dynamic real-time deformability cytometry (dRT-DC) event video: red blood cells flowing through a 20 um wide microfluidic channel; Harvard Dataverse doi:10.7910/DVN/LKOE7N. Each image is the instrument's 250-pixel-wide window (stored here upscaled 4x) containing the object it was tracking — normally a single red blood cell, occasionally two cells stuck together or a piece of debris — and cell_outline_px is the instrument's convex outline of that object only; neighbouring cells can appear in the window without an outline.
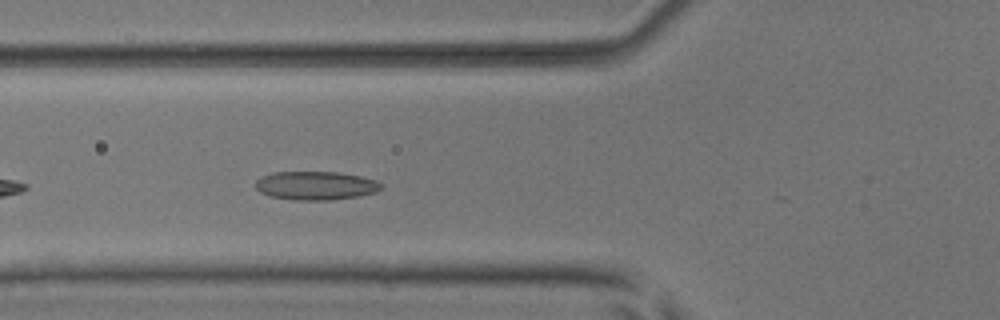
{"species": "common noctule bat (a hibernating species)", "species_latin": "Nyctalus noctula", "temperature_condition": "room temperature", "stored_images_in_passage": 11, "camera_frame_rate_fps": 3000, "um_per_image_px": 0.085, "animal": {"sex": "male", "body_mass_g": 17.9, "forearm_length_mm": 54.2}, "frame": {"image": 1, "passage_image": 5, "time_ms": 1.333, "image_size_px": [1000, 320], "cell_outline_px": [[384, 184], [376, 192], [360, 196], [328, 200], [296, 200], [268, 196], [260, 192], [256, 188], [256, 180], [260, 176], [272, 172], [340, 172], [360, 176], [376, 180]], "centroid_in_image_um": [26.83, 15.77], "position_along_channel_um": 99.0, "area_um2": 21.1}}
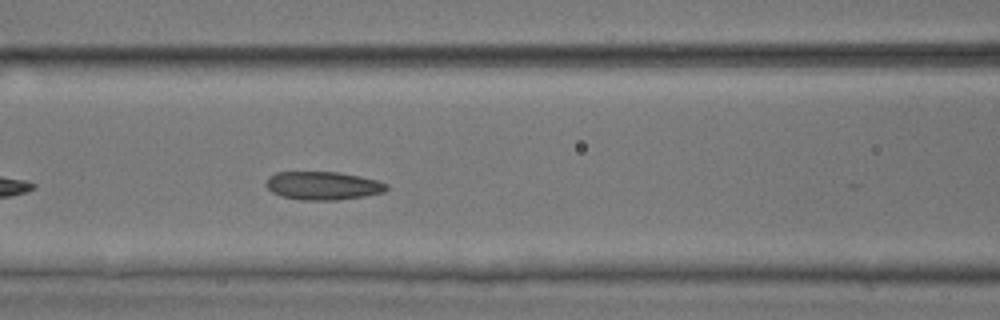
{"frame": {"image": 2, "passage_image": 8, "time_ms": 2.333, "image_size_px": [1000, 320], "cell_outline_px": [[388, 188], [384, 192], [364, 196], [336, 200], [300, 200], [280, 196], [272, 192], [264, 184], [268, 176], [276, 172], [340, 172], [360, 176], [376, 180], [388, 184]], "centroid_in_image_um": [27.42, 15.78], "position_along_channel_um": 139.2, "area_um2": 20.0}}